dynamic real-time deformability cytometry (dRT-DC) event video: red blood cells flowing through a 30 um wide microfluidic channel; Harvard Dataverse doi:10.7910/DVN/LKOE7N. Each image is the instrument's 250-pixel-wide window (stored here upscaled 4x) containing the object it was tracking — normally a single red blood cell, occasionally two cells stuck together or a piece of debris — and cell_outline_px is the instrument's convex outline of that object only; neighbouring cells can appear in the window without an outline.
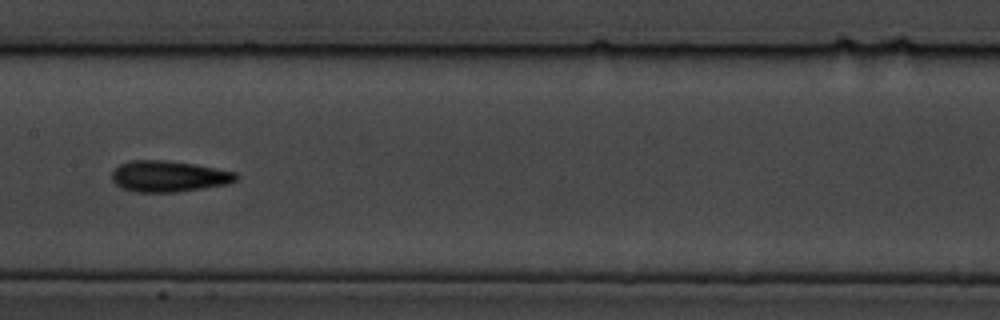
{"species": "common noctule bat (a hibernating species)", "species_latin": "Nyctalus noctula", "temperature_condition": "cold", "stored_images_in_passage": 22, "camera_frame_rate_fps": 3000, "um_per_image_px": 0.085, "animal": {"sex": "male", "body_mass_g": 19.5, "forearm_length_mm": 54.6}, "frame": {"image": 1, "passage_image": 13, "time_ms": 4.0, "image_size_px": [1000, 320], "cell_outline_px": [[240, 176], [236, 180], [228, 184], [204, 188], [176, 192], [136, 192], [124, 188], [116, 184], [112, 180], [112, 172], [120, 164], [132, 160], [164, 160], [196, 164], [236, 172]], "centroid_in_image_um": [14.38, 14.98], "position_along_channel_um": 193.0, "area_um2": 22.54}}
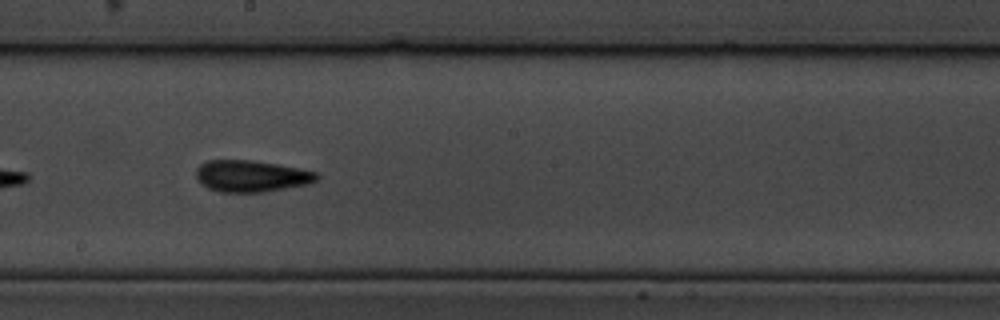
{"frame": {"image": 2, "passage_image": 16, "time_ms": 5.0, "image_size_px": [1000, 320], "cell_outline_px": [[320, 176], [316, 180], [308, 184], [264, 192], [220, 192], [208, 188], [200, 184], [196, 176], [196, 168], [200, 164], [208, 160], [248, 160], [276, 164], [316, 172]], "centroid_in_image_um": [21.32, 14.97], "position_along_channel_um": 226.9, "area_um2": 22.14}}
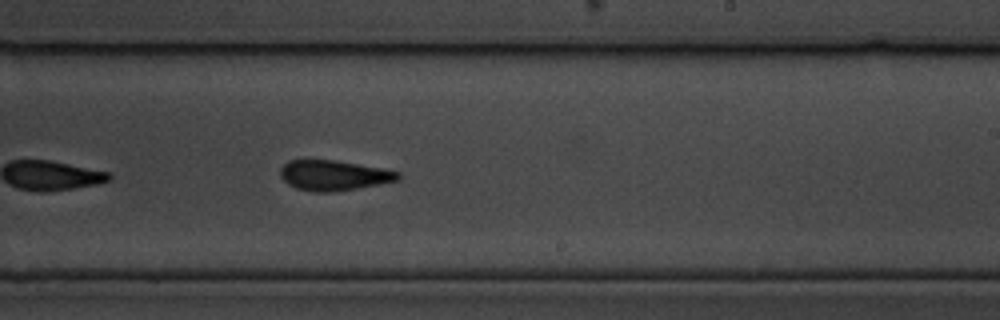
{"frame": {"image": 3, "passage_image": 19, "time_ms": 6.0, "image_size_px": [1000, 320], "cell_outline_px": [[400, 180], [380, 184], [332, 192], [316, 192], [296, 188], [288, 184], [280, 176], [280, 168], [288, 160], [332, 160], [384, 168], [400, 172]], "centroid_in_image_um": [28.38, 14.9], "position_along_channel_um": 260.6, "area_um2": 20.69}}